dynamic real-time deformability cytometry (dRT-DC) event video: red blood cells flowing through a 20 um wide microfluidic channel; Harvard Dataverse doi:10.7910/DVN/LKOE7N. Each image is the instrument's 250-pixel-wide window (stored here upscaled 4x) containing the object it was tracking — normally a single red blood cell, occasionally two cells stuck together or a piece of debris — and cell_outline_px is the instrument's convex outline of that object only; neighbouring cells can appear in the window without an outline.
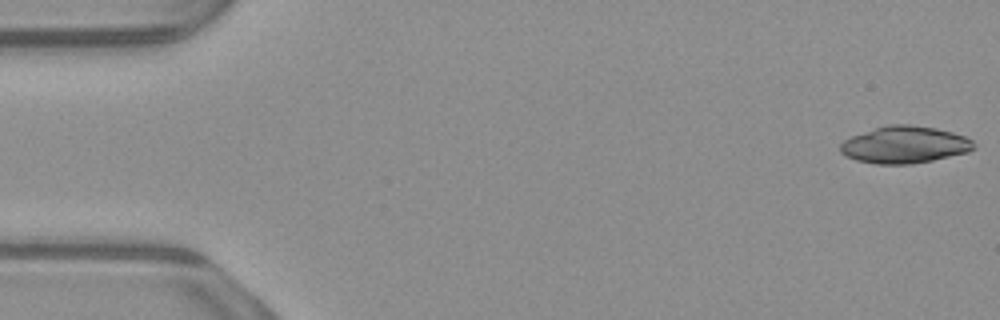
{"species": "common noctule bat (a hibernating species)", "species_latin": "Nyctalus noctula", "temperature_condition": "warm", "stored_images_in_passage": 52, "camera_frame_rate_fps": 3000, "um_per_image_px": 0.085, "animal": {"sex": "male", "body_mass_g": 23.1, "forearm_length_mm": 52.7}, "frame": {"image": 1, "passage_image": 1, "time_ms": 0.0, "image_size_px": [1000, 320], "cell_outline_px": [[976, 148], [968, 152], [932, 160], [912, 164], [876, 164], [856, 160], [840, 152], [840, 144], [844, 140], [852, 136], [888, 124], [908, 124], [936, 128], [952, 132], [964, 136], [972, 140], [976, 144]], "centroid_in_image_um": [76.92, 12.3], "position_along_channel_um": 8.1, "area_um2": 28.73}}